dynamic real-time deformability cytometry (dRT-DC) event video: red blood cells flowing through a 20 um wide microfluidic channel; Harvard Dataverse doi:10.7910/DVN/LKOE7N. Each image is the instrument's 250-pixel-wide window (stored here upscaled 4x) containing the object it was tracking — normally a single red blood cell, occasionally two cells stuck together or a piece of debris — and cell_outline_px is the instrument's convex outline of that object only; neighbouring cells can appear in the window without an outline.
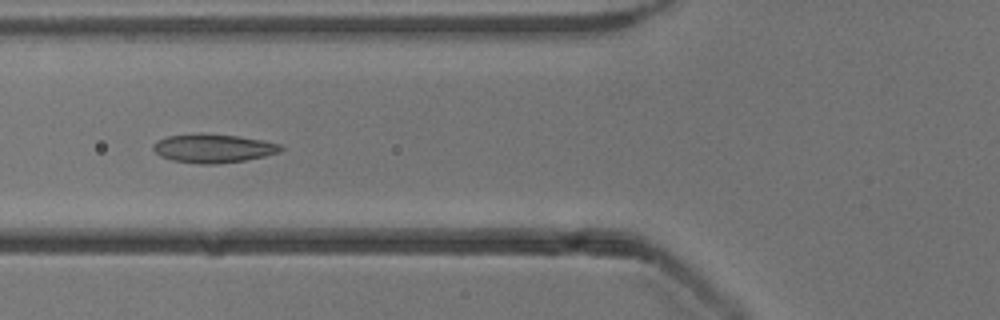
{"species": "common noctule bat (a hibernating species)", "species_latin": "Nyctalus noctula", "temperature_condition": "cold", "stored_images_in_passage": 14, "camera_frame_rate_fps": 3000, "um_per_image_px": 0.085, "animal": {"sex": "male", "body_mass_g": 13.3}, "frame": {"image": 1, "passage_image": 5, "time_ms": 1.333, "image_size_px": [1000, 320], "cell_outline_px": [[284, 148], [280, 152], [264, 156], [244, 160], [216, 164], [200, 164], [172, 160], [160, 156], [152, 148], [152, 144], [156, 140], [168, 136], [200, 132], [236, 136], [264, 140], [280, 144]], "centroid_in_image_um": [18.1, 12.59], "position_along_channel_um": 107.7, "area_um2": 21.5}}
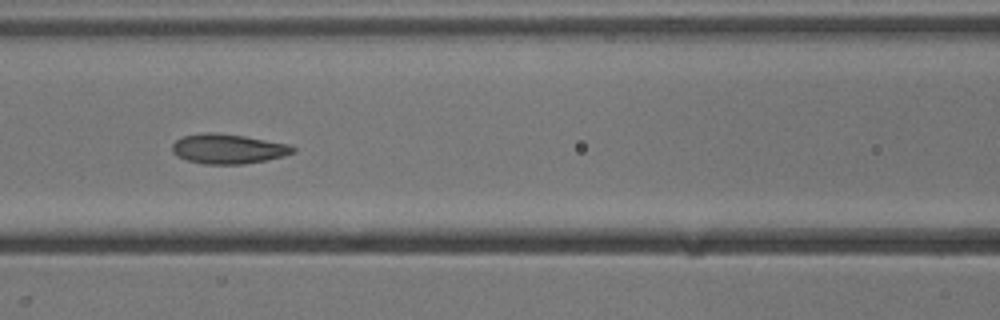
{"frame": {"image": 2, "passage_image": 8, "time_ms": 2.333, "image_size_px": [1000, 320], "cell_outline_px": [[296, 152], [284, 156], [244, 164], [204, 164], [188, 160], [176, 156], [172, 152], [172, 144], [176, 140], [184, 136], [204, 132], [216, 132], [244, 136], [292, 144], [296, 148]], "centroid_in_image_um": [19.41, 12.64], "position_along_channel_um": 147.2, "area_um2": 21.1}}